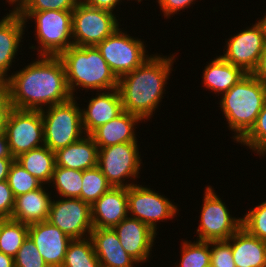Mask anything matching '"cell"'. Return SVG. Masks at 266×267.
Instances as JSON below:
<instances>
[{"label":"cell","instance_id":"1","mask_svg":"<svg viewBox=\"0 0 266 267\" xmlns=\"http://www.w3.org/2000/svg\"><path fill=\"white\" fill-rule=\"evenodd\" d=\"M37 57L4 82L12 108L41 111L72 98L59 56Z\"/></svg>","mask_w":266,"mask_h":267},{"label":"cell","instance_id":"2","mask_svg":"<svg viewBox=\"0 0 266 267\" xmlns=\"http://www.w3.org/2000/svg\"><path fill=\"white\" fill-rule=\"evenodd\" d=\"M152 55L135 70L122 75L117 87L123 110L139 116L144 122L159 109L176 60L175 54L168 57L158 53Z\"/></svg>","mask_w":266,"mask_h":267},{"label":"cell","instance_id":"3","mask_svg":"<svg viewBox=\"0 0 266 267\" xmlns=\"http://www.w3.org/2000/svg\"><path fill=\"white\" fill-rule=\"evenodd\" d=\"M59 58L64 64L67 85L72 97H76V87L97 92L118 87V78L96 46L73 45L63 51Z\"/></svg>","mask_w":266,"mask_h":267},{"label":"cell","instance_id":"4","mask_svg":"<svg viewBox=\"0 0 266 267\" xmlns=\"http://www.w3.org/2000/svg\"><path fill=\"white\" fill-rule=\"evenodd\" d=\"M221 96L219 107L229 130L235 134L233 140L238 143L255 124L266 102V85L252 74H246Z\"/></svg>","mask_w":266,"mask_h":267},{"label":"cell","instance_id":"5","mask_svg":"<svg viewBox=\"0 0 266 267\" xmlns=\"http://www.w3.org/2000/svg\"><path fill=\"white\" fill-rule=\"evenodd\" d=\"M24 20L35 21V40L40 46H30L37 49L39 55L59 56L63 51L73 46L72 11L46 10L39 12H19ZM37 47V48H36Z\"/></svg>","mask_w":266,"mask_h":267},{"label":"cell","instance_id":"6","mask_svg":"<svg viewBox=\"0 0 266 267\" xmlns=\"http://www.w3.org/2000/svg\"><path fill=\"white\" fill-rule=\"evenodd\" d=\"M77 97L41 110L44 126V145L51 151L67 147L84 135L81 108Z\"/></svg>","mask_w":266,"mask_h":267},{"label":"cell","instance_id":"7","mask_svg":"<svg viewBox=\"0 0 266 267\" xmlns=\"http://www.w3.org/2000/svg\"><path fill=\"white\" fill-rule=\"evenodd\" d=\"M14 159L44 146V126L40 110L10 108L4 131Z\"/></svg>","mask_w":266,"mask_h":267},{"label":"cell","instance_id":"8","mask_svg":"<svg viewBox=\"0 0 266 267\" xmlns=\"http://www.w3.org/2000/svg\"><path fill=\"white\" fill-rule=\"evenodd\" d=\"M139 146L138 142H127L99 149L97 166L112 187L128 188L136 184L125 180L139 177L142 163Z\"/></svg>","mask_w":266,"mask_h":267},{"label":"cell","instance_id":"9","mask_svg":"<svg viewBox=\"0 0 266 267\" xmlns=\"http://www.w3.org/2000/svg\"><path fill=\"white\" fill-rule=\"evenodd\" d=\"M123 28H118L113 34L96 45L109 65L111 71L119 79L122 75L132 72L151 55L146 54L144 41L127 35Z\"/></svg>","mask_w":266,"mask_h":267},{"label":"cell","instance_id":"10","mask_svg":"<svg viewBox=\"0 0 266 267\" xmlns=\"http://www.w3.org/2000/svg\"><path fill=\"white\" fill-rule=\"evenodd\" d=\"M118 16L79 2L72 11V39L75 46H96L119 27Z\"/></svg>","mask_w":266,"mask_h":267},{"label":"cell","instance_id":"11","mask_svg":"<svg viewBox=\"0 0 266 267\" xmlns=\"http://www.w3.org/2000/svg\"><path fill=\"white\" fill-rule=\"evenodd\" d=\"M196 234L200 241L228 240L240 227L242 218L232 217L225 202L210 185L206 187Z\"/></svg>","mask_w":266,"mask_h":267},{"label":"cell","instance_id":"12","mask_svg":"<svg viewBox=\"0 0 266 267\" xmlns=\"http://www.w3.org/2000/svg\"><path fill=\"white\" fill-rule=\"evenodd\" d=\"M128 214L147 224L156 234L157 223L173 220L179 213L178 207L148 186L134 184L128 187Z\"/></svg>","mask_w":266,"mask_h":267},{"label":"cell","instance_id":"13","mask_svg":"<svg viewBox=\"0 0 266 267\" xmlns=\"http://www.w3.org/2000/svg\"><path fill=\"white\" fill-rule=\"evenodd\" d=\"M225 42L226 49L224 48L223 55L220 56L227 62L241 68L246 74H251L255 70L266 45L263 24L258 20L252 27H246Z\"/></svg>","mask_w":266,"mask_h":267},{"label":"cell","instance_id":"14","mask_svg":"<svg viewBox=\"0 0 266 267\" xmlns=\"http://www.w3.org/2000/svg\"><path fill=\"white\" fill-rule=\"evenodd\" d=\"M47 221L72 240L88 238L94 228L91 205L79 198L52 199Z\"/></svg>","mask_w":266,"mask_h":267},{"label":"cell","instance_id":"15","mask_svg":"<svg viewBox=\"0 0 266 267\" xmlns=\"http://www.w3.org/2000/svg\"><path fill=\"white\" fill-rule=\"evenodd\" d=\"M28 236L49 267H62L66 250L72 239L50 222L29 225Z\"/></svg>","mask_w":266,"mask_h":267},{"label":"cell","instance_id":"16","mask_svg":"<svg viewBox=\"0 0 266 267\" xmlns=\"http://www.w3.org/2000/svg\"><path fill=\"white\" fill-rule=\"evenodd\" d=\"M124 250L139 263H147L155 244L156 233L137 218L123 219L114 228Z\"/></svg>","mask_w":266,"mask_h":267},{"label":"cell","instance_id":"17","mask_svg":"<svg viewBox=\"0 0 266 267\" xmlns=\"http://www.w3.org/2000/svg\"><path fill=\"white\" fill-rule=\"evenodd\" d=\"M87 108L81 109L82 127L85 135L120 115L123 110L118 88L98 91L90 98Z\"/></svg>","mask_w":266,"mask_h":267},{"label":"cell","instance_id":"18","mask_svg":"<svg viewBox=\"0 0 266 267\" xmlns=\"http://www.w3.org/2000/svg\"><path fill=\"white\" fill-rule=\"evenodd\" d=\"M128 188L111 187L91 205L94 228H114L128 214Z\"/></svg>","mask_w":266,"mask_h":267},{"label":"cell","instance_id":"19","mask_svg":"<svg viewBox=\"0 0 266 267\" xmlns=\"http://www.w3.org/2000/svg\"><path fill=\"white\" fill-rule=\"evenodd\" d=\"M27 23L18 13H7L0 20V82L8 78V71L15 62L16 54L21 46V39L25 34Z\"/></svg>","mask_w":266,"mask_h":267},{"label":"cell","instance_id":"20","mask_svg":"<svg viewBox=\"0 0 266 267\" xmlns=\"http://www.w3.org/2000/svg\"><path fill=\"white\" fill-rule=\"evenodd\" d=\"M89 238L102 267H133L137 261L122 247L117 233L110 228H93Z\"/></svg>","mask_w":266,"mask_h":267},{"label":"cell","instance_id":"21","mask_svg":"<svg viewBox=\"0 0 266 267\" xmlns=\"http://www.w3.org/2000/svg\"><path fill=\"white\" fill-rule=\"evenodd\" d=\"M141 121L139 116L123 111L116 118L96 128L90 136L99 149L120 143L138 142L135 126Z\"/></svg>","mask_w":266,"mask_h":267},{"label":"cell","instance_id":"22","mask_svg":"<svg viewBox=\"0 0 266 267\" xmlns=\"http://www.w3.org/2000/svg\"><path fill=\"white\" fill-rule=\"evenodd\" d=\"M46 188L43 184L36 190L15 197L10 219L28 225L48 220L53 197Z\"/></svg>","mask_w":266,"mask_h":267},{"label":"cell","instance_id":"23","mask_svg":"<svg viewBox=\"0 0 266 267\" xmlns=\"http://www.w3.org/2000/svg\"><path fill=\"white\" fill-rule=\"evenodd\" d=\"M236 267H266V241L240 227L228 240Z\"/></svg>","mask_w":266,"mask_h":267},{"label":"cell","instance_id":"24","mask_svg":"<svg viewBox=\"0 0 266 267\" xmlns=\"http://www.w3.org/2000/svg\"><path fill=\"white\" fill-rule=\"evenodd\" d=\"M99 148L90 135L55 152L56 166L86 170L97 166Z\"/></svg>","mask_w":266,"mask_h":267},{"label":"cell","instance_id":"25","mask_svg":"<svg viewBox=\"0 0 266 267\" xmlns=\"http://www.w3.org/2000/svg\"><path fill=\"white\" fill-rule=\"evenodd\" d=\"M204 88L211 90L215 95L226 93L234 86L246 73L239 67L227 62L220 55L206 64L203 69Z\"/></svg>","mask_w":266,"mask_h":267},{"label":"cell","instance_id":"26","mask_svg":"<svg viewBox=\"0 0 266 267\" xmlns=\"http://www.w3.org/2000/svg\"><path fill=\"white\" fill-rule=\"evenodd\" d=\"M15 160L44 185L50 184L56 167V155L47 146L27 151Z\"/></svg>","mask_w":266,"mask_h":267},{"label":"cell","instance_id":"27","mask_svg":"<svg viewBox=\"0 0 266 267\" xmlns=\"http://www.w3.org/2000/svg\"><path fill=\"white\" fill-rule=\"evenodd\" d=\"M29 225L13 219L0 220V252L15 257L28 237Z\"/></svg>","mask_w":266,"mask_h":267},{"label":"cell","instance_id":"28","mask_svg":"<svg viewBox=\"0 0 266 267\" xmlns=\"http://www.w3.org/2000/svg\"><path fill=\"white\" fill-rule=\"evenodd\" d=\"M82 178V170L56 166L48 185L55 188L61 198H79L82 190Z\"/></svg>","mask_w":266,"mask_h":267},{"label":"cell","instance_id":"29","mask_svg":"<svg viewBox=\"0 0 266 267\" xmlns=\"http://www.w3.org/2000/svg\"><path fill=\"white\" fill-rule=\"evenodd\" d=\"M62 267H101L89 237L69 243Z\"/></svg>","mask_w":266,"mask_h":267},{"label":"cell","instance_id":"30","mask_svg":"<svg viewBox=\"0 0 266 267\" xmlns=\"http://www.w3.org/2000/svg\"><path fill=\"white\" fill-rule=\"evenodd\" d=\"M82 180L79 199L90 205L112 187L98 166L84 170Z\"/></svg>","mask_w":266,"mask_h":267},{"label":"cell","instance_id":"31","mask_svg":"<svg viewBox=\"0 0 266 267\" xmlns=\"http://www.w3.org/2000/svg\"><path fill=\"white\" fill-rule=\"evenodd\" d=\"M181 245L180 262L176 267H210V241L184 240Z\"/></svg>","mask_w":266,"mask_h":267},{"label":"cell","instance_id":"32","mask_svg":"<svg viewBox=\"0 0 266 267\" xmlns=\"http://www.w3.org/2000/svg\"><path fill=\"white\" fill-rule=\"evenodd\" d=\"M238 142L259 156L266 155V102L256 118L255 124Z\"/></svg>","mask_w":266,"mask_h":267},{"label":"cell","instance_id":"33","mask_svg":"<svg viewBox=\"0 0 266 267\" xmlns=\"http://www.w3.org/2000/svg\"><path fill=\"white\" fill-rule=\"evenodd\" d=\"M7 181L14 197L40 188L43 183L27 172L16 160L12 163Z\"/></svg>","mask_w":266,"mask_h":267},{"label":"cell","instance_id":"34","mask_svg":"<svg viewBox=\"0 0 266 267\" xmlns=\"http://www.w3.org/2000/svg\"><path fill=\"white\" fill-rule=\"evenodd\" d=\"M241 227L251 235L266 241V200L249 209L242 217Z\"/></svg>","mask_w":266,"mask_h":267},{"label":"cell","instance_id":"35","mask_svg":"<svg viewBox=\"0 0 266 267\" xmlns=\"http://www.w3.org/2000/svg\"><path fill=\"white\" fill-rule=\"evenodd\" d=\"M15 267H49L28 236L14 257Z\"/></svg>","mask_w":266,"mask_h":267},{"label":"cell","instance_id":"36","mask_svg":"<svg viewBox=\"0 0 266 267\" xmlns=\"http://www.w3.org/2000/svg\"><path fill=\"white\" fill-rule=\"evenodd\" d=\"M210 267H236L231 244L227 240L210 241Z\"/></svg>","mask_w":266,"mask_h":267},{"label":"cell","instance_id":"37","mask_svg":"<svg viewBox=\"0 0 266 267\" xmlns=\"http://www.w3.org/2000/svg\"><path fill=\"white\" fill-rule=\"evenodd\" d=\"M81 0H29L20 12L73 11Z\"/></svg>","mask_w":266,"mask_h":267},{"label":"cell","instance_id":"38","mask_svg":"<svg viewBox=\"0 0 266 267\" xmlns=\"http://www.w3.org/2000/svg\"><path fill=\"white\" fill-rule=\"evenodd\" d=\"M15 197L7 180L0 182V218L10 219L14 208Z\"/></svg>","mask_w":266,"mask_h":267},{"label":"cell","instance_id":"39","mask_svg":"<svg viewBox=\"0 0 266 267\" xmlns=\"http://www.w3.org/2000/svg\"><path fill=\"white\" fill-rule=\"evenodd\" d=\"M159 4L160 10L164 14V18H171L172 15L177 14L185 8H189L190 5L195 4L196 0H156Z\"/></svg>","mask_w":266,"mask_h":267},{"label":"cell","instance_id":"40","mask_svg":"<svg viewBox=\"0 0 266 267\" xmlns=\"http://www.w3.org/2000/svg\"><path fill=\"white\" fill-rule=\"evenodd\" d=\"M10 108L5 83L0 82V132L4 131L5 120Z\"/></svg>","mask_w":266,"mask_h":267},{"label":"cell","instance_id":"41","mask_svg":"<svg viewBox=\"0 0 266 267\" xmlns=\"http://www.w3.org/2000/svg\"><path fill=\"white\" fill-rule=\"evenodd\" d=\"M122 2V0H81L84 4L98 8V9H103L110 11L114 13L113 11L115 10L116 6Z\"/></svg>","mask_w":266,"mask_h":267},{"label":"cell","instance_id":"42","mask_svg":"<svg viewBox=\"0 0 266 267\" xmlns=\"http://www.w3.org/2000/svg\"><path fill=\"white\" fill-rule=\"evenodd\" d=\"M257 80L266 85V45L260 55L259 62L255 70L251 73Z\"/></svg>","mask_w":266,"mask_h":267},{"label":"cell","instance_id":"43","mask_svg":"<svg viewBox=\"0 0 266 267\" xmlns=\"http://www.w3.org/2000/svg\"><path fill=\"white\" fill-rule=\"evenodd\" d=\"M14 158H0V182L7 180Z\"/></svg>","mask_w":266,"mask_h":267},{"label":"cell","instance_id":"44","mask_svg":"<svg viewBox=\"0 0 266 267\" xmlns=\"http://www.w3.org/2000/svg\"><path fill=\"white\" fill-rule=\"evenodd\" d=\"M0 158H13L4 132H0Z\"/></svg>","mask_w":266,"mask_h":267},{"label":"cell","instance_id":"45","mask_svg":"<svg viewBox=\"0 0 266 267\" xmlns=\"http://www.w3.org/2000/svg\"><path fill=\"white\" fill-rule=\"evenodd\" d=\"M9 5H14L12 10H9V13H19L25 5L29 2V0H6Z\"/></svg>","mask_w":266,"mask_h":267},{"label":"cell","instance_id":"46","mask_svg":"<svg viewBox=\"0 0 266 267\" xmlns=\"http://www.w3.org/2000/svg\"><path fill=\"white\" fill-rule=\"evenodd\" d=\"M0 267H15L14 258L0 252Z\"/></svg>","mask_w":266,"mask_h":267},{"label":"cell","instance_id":"47","mask_svg":"<svg viewBox=\"0 0 266 267\" xmlns=\"http://www.w3.org/2000/svg\"><path fill=\"white\" fill-rule=\"evenodd\" d=\"M264 15L265 16H263L262 19H259V21L263 24L265 34H266V13Z\"/></svg>","mask_w":266,"mask_h":267}]
</instances>
